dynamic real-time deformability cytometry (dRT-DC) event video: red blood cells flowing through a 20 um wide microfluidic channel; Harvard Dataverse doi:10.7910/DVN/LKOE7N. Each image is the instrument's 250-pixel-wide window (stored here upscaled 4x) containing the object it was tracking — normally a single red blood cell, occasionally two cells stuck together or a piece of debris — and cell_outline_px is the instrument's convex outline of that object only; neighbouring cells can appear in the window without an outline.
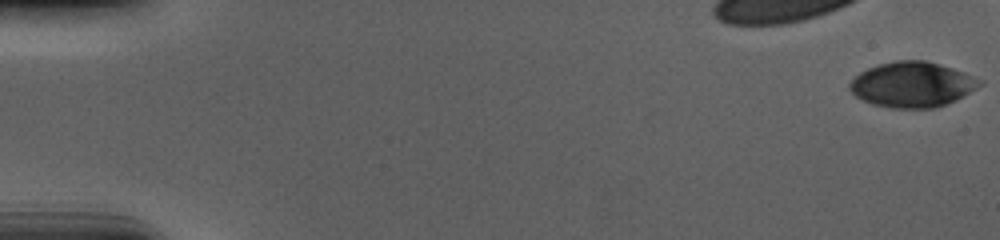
{"species": "human", "species_latin": "Homo sapiens", "temperature_condition": "cold", "stored_images_in_passage": 52, "camera_frame_rate_fps": 3000, "um_per_image_px": 0.085, "donor": {"sex": "male"}, "frame": {"image": 1, "passage_image": 1, "time_ms": 0.0, "image_size_px": [1000, 240], "cell_outline_px": [[984, 84], [956, 100], [936, 108], [892, 108], [872, 104], [856, 96], [848, 88], [848, 84], [860, 72], [868, 68], [880, 64], [896, 60], [924, 60], [940, 64], [964, 72], [984, 80]], "centroid_in_image_um": [77.57, 7.18], "position_along_channel_um": 7.4, "area_um2": 34.39}}
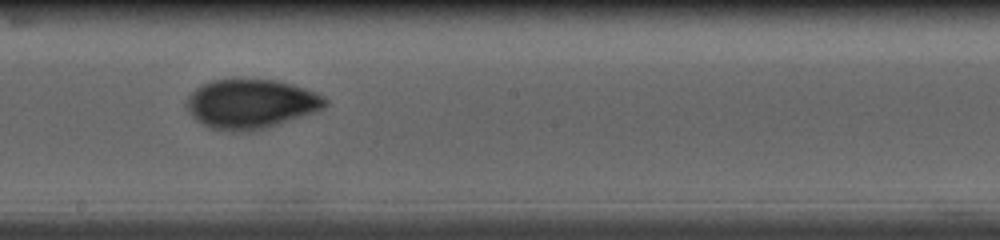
{"frame": {"image": 2, "passage_image": 33, "time_ms": 10.667, "image_size_px": [1000, 240], "cell_outline_px": [[328, 104], [324, 108], [316, 112], [280, 124], [264, 128], [232, 132], [208, 128], [196, 120], [192, 116], [184, 104], [188, 96], [196, 88], [212, 80], [280, 80], [316, 92], [324, 96], [328, 100]], "centroid_in_image_um": [21.34, 8.84], "position_along_channel_um": 226.9, "area_um2": 39.94}}
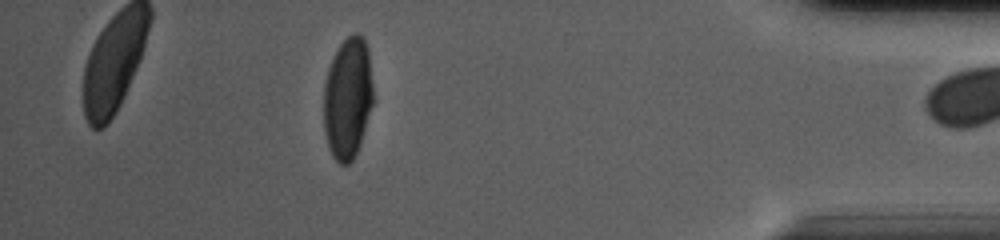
{"frame": {"image": 3, "passage_image": 51, "time_ms": 16.667, "image_size_px": [1000, 240], "cell_outline_px": [[376, 100], [356, 156], [348, 164], [340, 164], [332, 156], [328, 148], [324, 132], [324, 84], [328, 68], [340, 44], [352, 32], [356, 32], [364, 36], [368, 48]], "centroid_in_image_um": [29.6, 8.35], "position_along_channel_um": 405.6, "area_um2": 36.18}}